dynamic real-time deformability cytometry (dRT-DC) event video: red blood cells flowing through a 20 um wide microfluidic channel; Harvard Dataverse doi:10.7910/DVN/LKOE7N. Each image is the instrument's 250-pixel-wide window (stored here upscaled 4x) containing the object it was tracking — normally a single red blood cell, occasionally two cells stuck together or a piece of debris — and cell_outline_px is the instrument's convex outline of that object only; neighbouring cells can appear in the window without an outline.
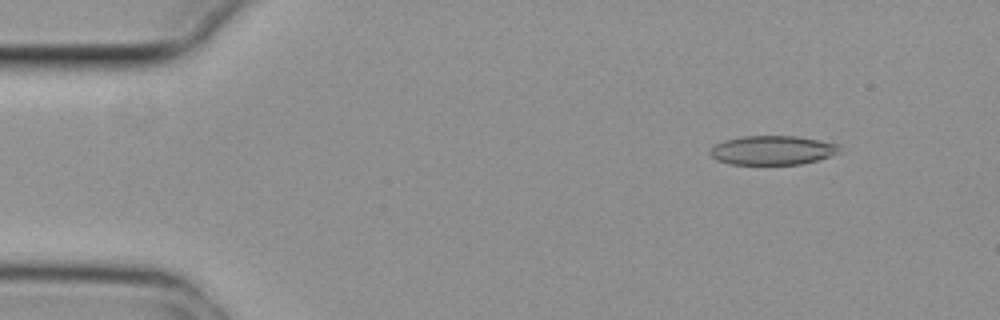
{"species": "common noctule bat (a hibernating species)", "species_latin": "Nyctalus noctula", "temperature_condition": "cold", "stored_images_in_passage": 4, "camera_frame_rate_fps": 3000, "um_per_image_px": 0.085, "animal": {"sex": "female", "body_mass_g": 29.2, "forearm_length_mm": 56.3}, "frame": {"image": 1, "passage_image": 2, "time_ms": 0.333, "image_size_px": [1000, 320], "cell_outline_px": [[844, 152], [816, 160], [800, 164], [728, 164], [716, 160], [708, 152], [716, 144], [724, 140], [740, 136], [796, 136], [840, 144]], "centroid_in_image_um": [65.69, 12.77], "position_along_channel_um": 19.3, "area_um2": 22.14}}
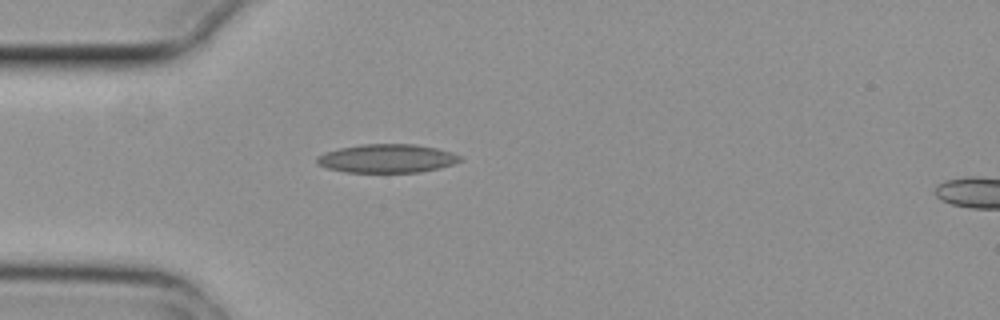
{"frame": {"image": 2, "passage_image": 4, "time_ms": 1.0, "image_size_px": [1000, 320], "cell_outline_px": [[464, 160], [440, 168], [420, 172], [344, 172], [328, 168], [316, 164], [316, 156], [324, 152], [340, 148], [360, 144], [416, 144], [436, 148], [452, 152], [460, 156]], "centroid_in_image_um": [32.88, 13.47], "position_along_channel_um": 52.1, "area_um2": 23.99}}